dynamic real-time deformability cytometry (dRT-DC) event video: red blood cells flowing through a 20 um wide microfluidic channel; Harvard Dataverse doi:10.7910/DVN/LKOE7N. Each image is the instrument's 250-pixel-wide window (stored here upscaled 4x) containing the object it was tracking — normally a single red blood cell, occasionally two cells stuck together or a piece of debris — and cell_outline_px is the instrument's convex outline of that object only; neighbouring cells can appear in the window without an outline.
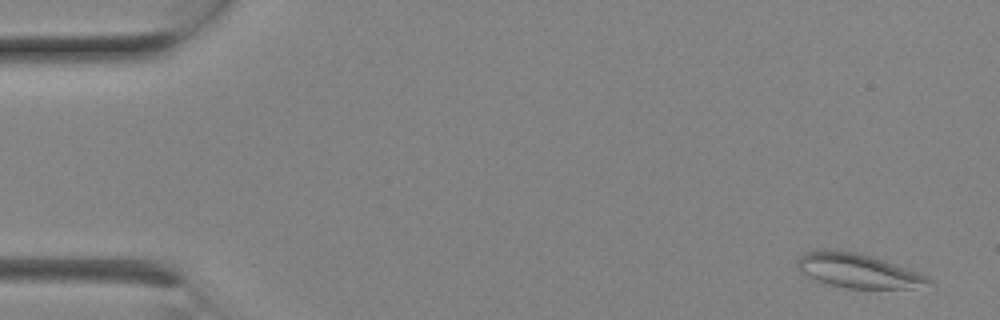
{"species": "Egyptian fruit bat (a non-hibernating species)", "species_latin": "Rousettus aegyptiacus", "temperature_condition": "room temperature", "stored_images_in_passage": 6, "camera_frame_rate_fps": 3000, "um_per_image_px": 0.085, "animal": {"sex": "female"}, "frame": {"image": 1, "passage_image": 1, "time_ms": 0.0, "image_size_px": [1000, 320], "cell_outline_px": [[936, 284], [912, 288], [848, 288], [828, 284], [816, 280], [800, 272], [796, 264], [800, 256], [804, 252], [824, 248], [828, 248], [856, 252], [872, 256], [884, 260], [928, 276]], "centroid_in_image_um": [72.92, 23.0], "position_along_channel_um": 12.1, "area_um2": 26.36}}